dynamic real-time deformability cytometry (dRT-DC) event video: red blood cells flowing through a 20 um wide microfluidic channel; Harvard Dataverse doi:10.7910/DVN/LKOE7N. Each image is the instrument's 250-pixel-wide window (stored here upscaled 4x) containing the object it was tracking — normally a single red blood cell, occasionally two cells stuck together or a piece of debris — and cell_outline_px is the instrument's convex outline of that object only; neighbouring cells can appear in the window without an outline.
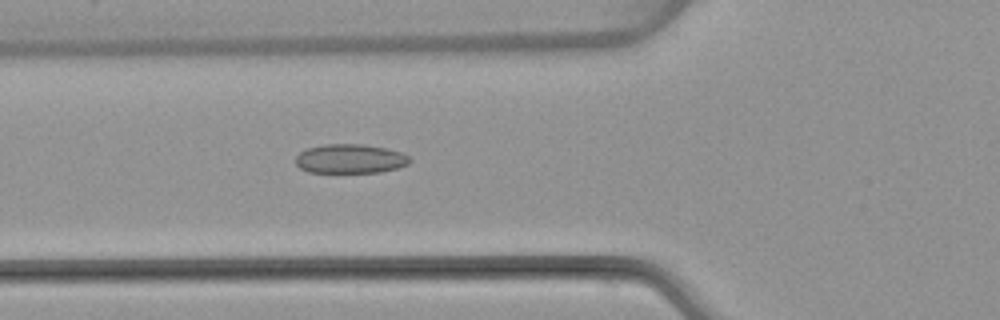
{"species": "common noctule bat (a hibernating species)", "species_latin": "Nyctalus noctula", "temperature_condition": "warm", "stored_images_in_passage": 5, "camera_frame_rate_fps": 3000, "um_per_image_px": 0.085, "animal": {"sex": "female", "body_mass_g": 22.7, "forearm_length_mm": 54.2}, "frame": {"image": 1, "passage_image": 5, "time_ms": 4.667, "image_size_px": [1000, 320], "cell_outline_px": [[412, 160], [408, 164], [396, 168], [380, 172], [308, 172], [300, 168], [296, 164], [296, 156], [300, 152], [308, 148], [324, 144], [364, 144], [388, 148], [400, 152], [408, 156]], "centroid_in_image_um": [29.77, 13.49], "position_along_channel_um": 96.0, "area_um2": 19.42}}